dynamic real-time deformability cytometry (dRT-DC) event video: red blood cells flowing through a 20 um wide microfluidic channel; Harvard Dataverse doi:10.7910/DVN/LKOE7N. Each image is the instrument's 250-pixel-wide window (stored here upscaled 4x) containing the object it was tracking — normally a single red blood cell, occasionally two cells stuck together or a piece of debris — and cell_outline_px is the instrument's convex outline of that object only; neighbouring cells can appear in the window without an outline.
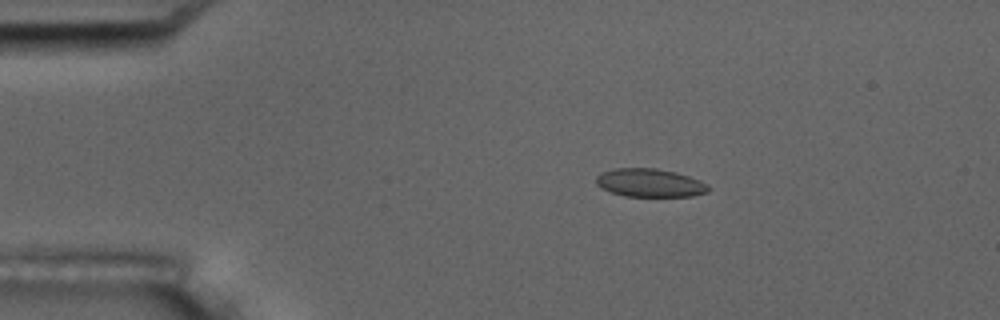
{"species": "common noctule bat (a hibernating species)", "species_latin": "Nyctalus noctula", "temperature_condition": "room temperature", "stored_images_in_passage": 4, "camera_frame_rate_fps": 3000, "um_per_image_px": 0.085, "animal": {"sex": "male", "body_mass_g": 17.5, "forearm_length_mm": 52.3}, "frame": {"image": 1, "passage_image": 1, "time_ms": 0.0, "image_size_px": [1000, 320], "cell_outline_px": [[708, 192], [692, 196], [624, 196], [600, 188], [596, 184], [596, 176], [600, 172], [616, 168], [656, 168], [676, 172], [700, 180], [708, 184]], "centroid_in_image_um": [55.21, 15.53], "position_along_channel_um": 29.8, "area_um2": 18.55}}